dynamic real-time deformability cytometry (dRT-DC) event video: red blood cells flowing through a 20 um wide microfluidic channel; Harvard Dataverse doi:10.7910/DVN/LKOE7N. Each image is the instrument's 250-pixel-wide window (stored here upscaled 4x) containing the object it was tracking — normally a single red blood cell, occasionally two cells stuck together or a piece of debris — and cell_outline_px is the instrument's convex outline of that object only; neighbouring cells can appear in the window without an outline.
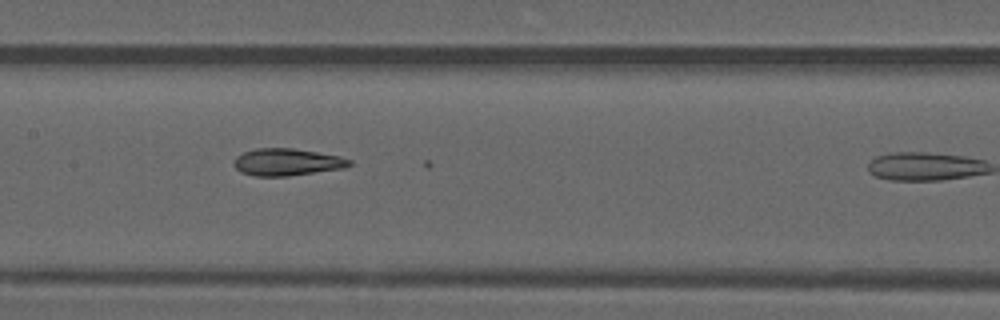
{"species": "common noctule bat (a hibernating species)", "species_latin": "Nyctalus noctula", "temperature_condition": "warm", "stored_images_in_passage": 21, "camera_frame_rate_fps": 3000, "um_per_image_px": 0.085, "animal": {"sex": "male", "forearm_length_mm": 52.5}, "frame": {"image": 1, "passage_image": 14, "time_ms": 4.333, "image_size_px": [1000, 320], "cell_outline_px": [[352, 164], [344, 168], [288, 176], [256, 176], [240, 172], [236, 168], [236, 156], [244, 152], [256, 148], [292, 148], [340, 156], [352, 160]], "centroid_in_image_um": [24.42, 13.78], "position_along_channel_um": 183.0, "area_um2": 18.09}}